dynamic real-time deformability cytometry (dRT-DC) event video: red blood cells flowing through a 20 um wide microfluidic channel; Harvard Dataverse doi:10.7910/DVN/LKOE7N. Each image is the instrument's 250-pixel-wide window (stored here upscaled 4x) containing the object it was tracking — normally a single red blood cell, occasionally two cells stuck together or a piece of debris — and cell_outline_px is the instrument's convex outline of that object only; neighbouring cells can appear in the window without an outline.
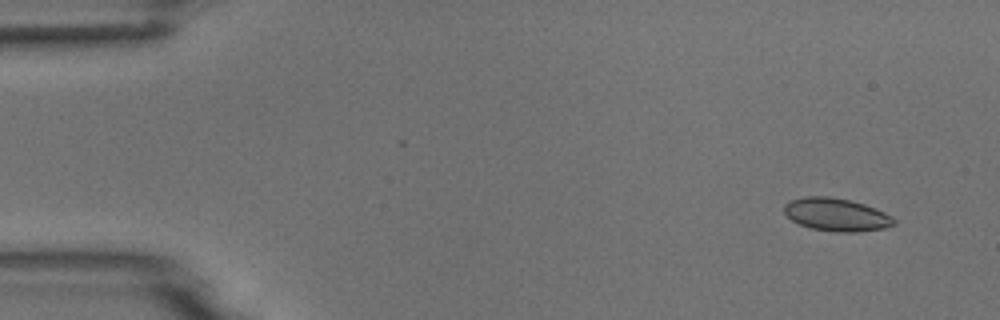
{"species": "common noctule bat (a hibernating species)", "species_latin": "Nyctalus noctula", "temperature_condition": "room temperature", "stored_images_in_passage": 6, "camera_frame_rate_fps": 3000, "um_per_image_px": 0.085, "animal": {"sex": "male", "body_mass_g": 18.8}, "frame": {"image": 1, "passage_image": 1, "time_ms": 0.0, "image_size_px": [1000, 320], "cell_outline_px": [[896, 224], [884, 228], [856, 232], [836, 232], [812, 228], [800, 224], [792, 220], [784, 212], [784, 204], [792, 200], [804, 196], [828, 196], [848, 200], [864, 204], [884, 212], [892, 216], [896, 220]], "centroid_in_image_um": [71.1, 18.24], "position_along_channel_um": 13.9, "area_um2": 20.92}}
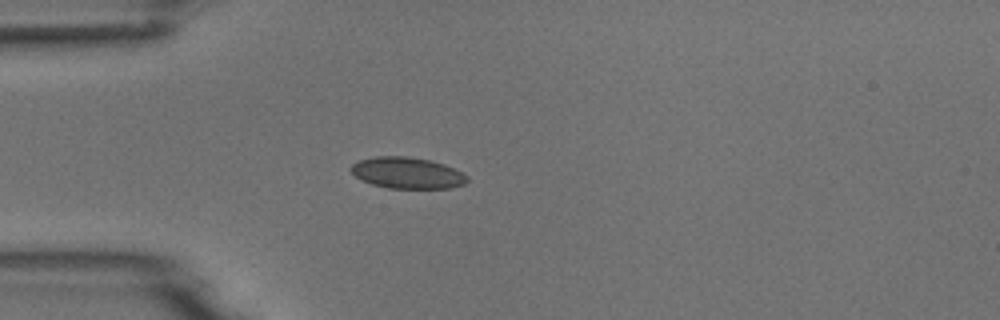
{"frame": {"image": 2, "passage_image": 4, "time_ms": 3.667, "image_size_px": [1000, 320], "cell_outline_px": [[468, 180], [464, 184], [452, 188], [388, 188], [372, 184], [356, 176], [348, 168], [356, 160], [376, 156], [408, 156], [428, 160], [444, 164], [464, 172], [468, 176]], "centroid_in_image_um": [34.62, 14.69], "position_along_channel_um": 50.4, "area_um2": 21.33}}